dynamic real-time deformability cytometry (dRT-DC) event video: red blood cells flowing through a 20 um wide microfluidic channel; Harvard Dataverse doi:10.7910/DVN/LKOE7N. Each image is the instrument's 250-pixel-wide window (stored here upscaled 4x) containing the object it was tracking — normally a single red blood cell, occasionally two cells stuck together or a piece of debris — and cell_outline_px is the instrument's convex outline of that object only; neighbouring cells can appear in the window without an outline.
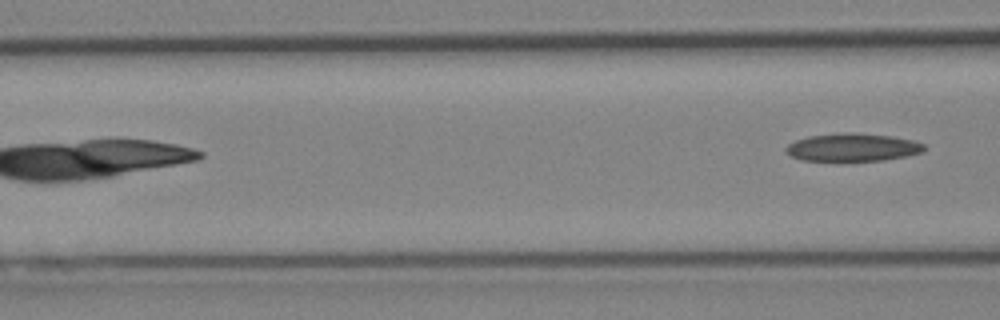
{"species": "Egyptian fruit bat (a non-hibernating species)", "species_latin": "Rousettus aegyptiacus", "temperature_condition": "cold", "stored_images_in_passage": 5, "camera_frame_rate_fps": 3000, "um_per_image_px": 0.085, "animal": {"sex": "female"}, "frame": {"image": 1, "passage_image": 5, "time_ms": 1.333, "image_size_px": [1000, 320], "cell_outline_px": [[924, 152], [908, 156], [884, 160], [844, 164], [800, 160], [784, 152], [784, 148], [788, 144], [796, 140], [808, 136], [844, 132], [852, 132], [892, 136], [912, 140], [924, 144]], "centroid_in_image_um": [72.42, 12.58], "position_along_channel_um": 94.2, "area_um2": 23.7}}